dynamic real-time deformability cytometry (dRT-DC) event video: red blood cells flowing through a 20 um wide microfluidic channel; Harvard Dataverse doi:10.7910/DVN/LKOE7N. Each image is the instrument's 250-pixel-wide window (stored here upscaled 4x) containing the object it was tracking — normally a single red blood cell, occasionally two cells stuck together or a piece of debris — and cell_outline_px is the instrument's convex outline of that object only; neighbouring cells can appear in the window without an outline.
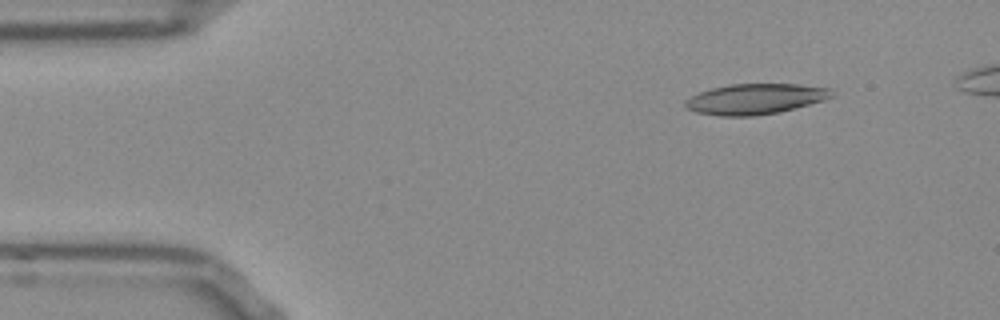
{"species": "Egyptian fruit bat (a non-hibernating species)", "species_latin": "Rousettus aegyptiacus", "temperature_condition": "room temperature", "stored_images_in_passage": 44, "camera_frame_rate_fps": 3000, "um_per_image_px": 0.085, "frame": {"image": 1, "passage_image": 1, "time_ms": 0.0, "image_size_px": [1000, 320], "cell_outline_px": [[832, 96], [824, 100], [780, 112], [752, 116], [720, 116], [696, 112], [688, 108], [684, 104], [684, 100], [700, 92], [712, 88], [728, 84], [796, 84], [828, 88]], "centroid_in_image_um": [64.15, 8.41], "position_along_channel_um": 20.8, "area_um2": 25.78}}
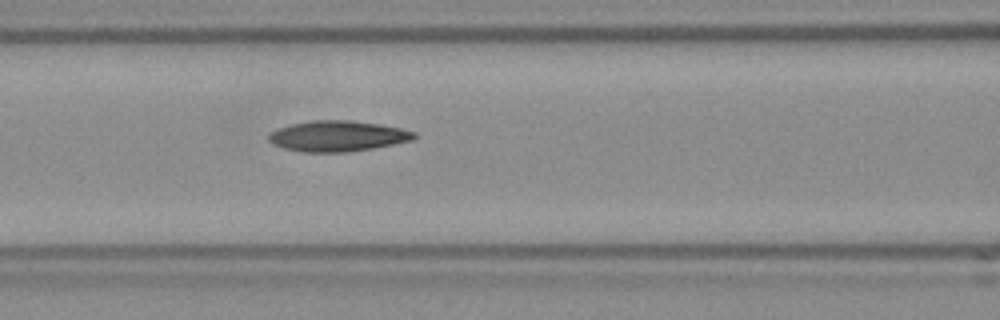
{"frame": {"image": 2, "passage_image": 16, "time_ms": 5.0, "image_size_px": [1000, 320], "cell_outline_px": [[416, 136], [412, 140], [372, 148], [348, 152], [304, 152], [284, 148], [268, 140], [268, 136], [272, 132], [280, 128], [292, 124], [312, 120], [352, 120], [380, 124], [400, 128], [416, 132]], "centroid_in_image_um": [28.72, 11.56], "position_along_channel_um": 137.9, "area_um2": 25.72}}
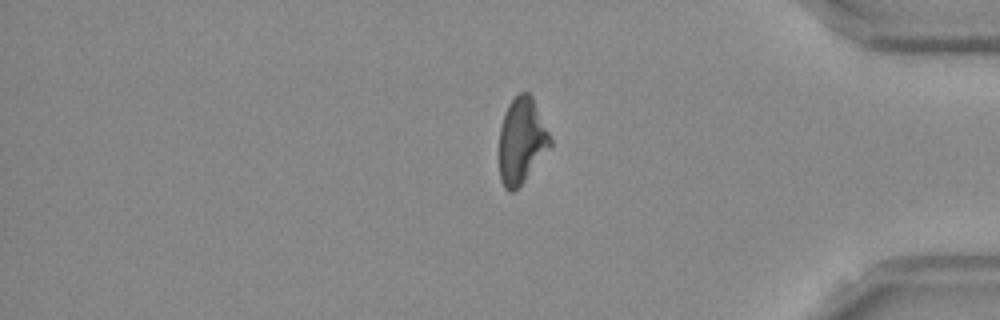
{"frame": {"image": 3, "passage_image": 38, "time_ms": 12.333, "image_size_px": [1000, 320], "cell_outline_px": [[552, 144], [524, 180], [512, 192], [508, 192], [504, 188], [500, 180], [500, 128], [504, 112], [508, 104], [520, 92], [528, 92], [532, 96], [552, 140]], "centroid_in_image_um": [44.32, 11.95], "position_along_channel_um": 390.9, "area_um2": 25.09}, "authors_computed_cell_mechanics": {"area_um2": 25.6921, "velocity_mm_per_s": 3.821, "shape_relaxation_time_tau1_ms": 9.508, "shape_relaxation_time_tau2_ms": 4.7337, "deformation_change_tau1": 0.2356, "deformation_change_tau2": 0.1302}}